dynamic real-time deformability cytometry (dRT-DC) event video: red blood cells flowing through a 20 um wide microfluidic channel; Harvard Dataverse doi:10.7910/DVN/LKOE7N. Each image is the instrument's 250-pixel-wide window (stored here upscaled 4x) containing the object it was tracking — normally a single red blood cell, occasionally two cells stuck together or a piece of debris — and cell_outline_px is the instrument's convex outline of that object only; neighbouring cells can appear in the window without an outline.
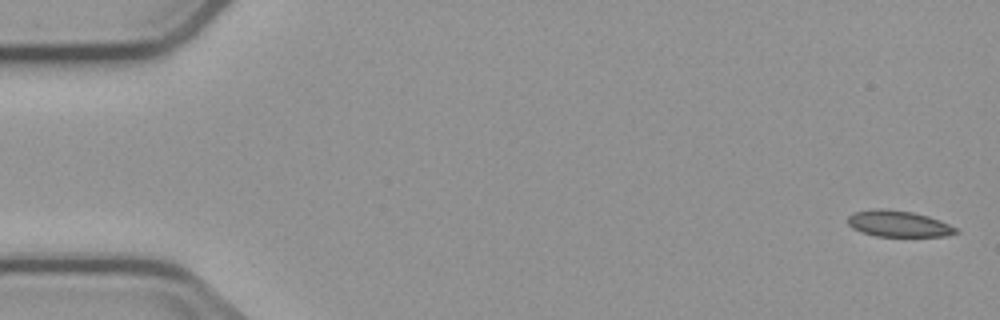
{"species": "common noctule bat (a hibernating species)", "species_latin": "Nyctalus noctula", "temperature_condition": "cold", "stored_images_in_passage": 4, "camera_frame_rate_fps": 3000, "um_per_image_px": 0.085, "animal": {"sex": "male", "body_mass_g": 23.1, "forearm_length_mm": 52.7}, "frame": {"image": 1, "passage_image": 1, "time_ms": 0.0, "image_size_px": [1000, 320], "cell_outline_px": [[960, 232], [948, 236], [876, 236], [860, 232], [852, 228], [848, 224], [848, 216], [852, 212], [880, 208], [912, 212], [928, 216], [940, 220], [956, 228]], "centroid_in_image_um": [76.35, 19.02], "position_along_channel_um": 8.6, "area_um2": 16.53}}
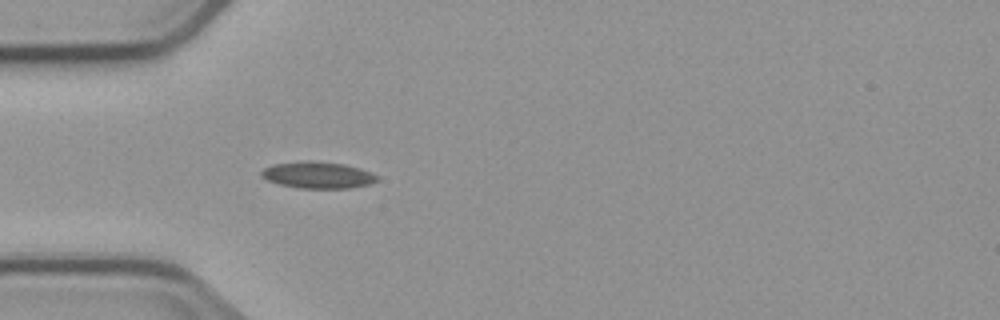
{"frame": {"image": 2, "passage_image": 4, "time_ms": 5.0, "image_size_px": [1000, 320], "cell_outline_px": [[380, 180], [368, 184], [348, 188], [300, 188], [280, 184], [268, 180], [260, 176], [260, 172], [264, 168], [272, 164], [304, 160], [312, 160], [344, 164], [360, 168], [380, 176]], "centroid_in_image_um": [27.02, 14.86], "position_along_channel_um": 58.0, "area_um2": 18.09}}